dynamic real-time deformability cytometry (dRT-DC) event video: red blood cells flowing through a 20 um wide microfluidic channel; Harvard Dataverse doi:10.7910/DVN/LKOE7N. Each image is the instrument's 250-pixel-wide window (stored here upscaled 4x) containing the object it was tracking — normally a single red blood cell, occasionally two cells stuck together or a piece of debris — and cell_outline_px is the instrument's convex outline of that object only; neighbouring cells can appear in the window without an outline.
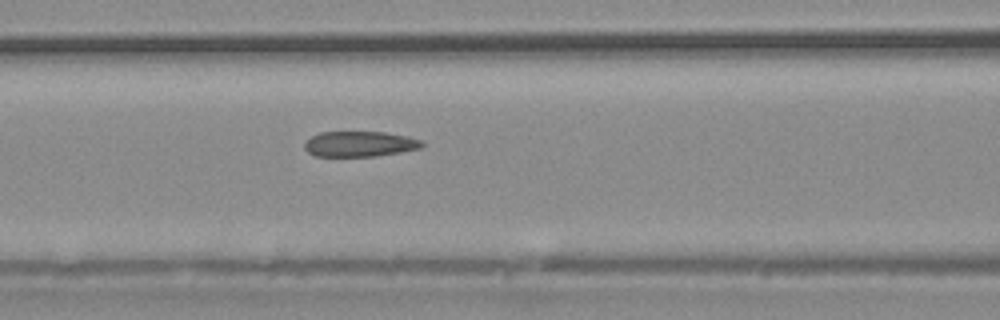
{"species": "common noctule bat (a hibernating species)", "species_latin": "Nyctalus noctula", "temperature_condition": "warm", "stored_images_in_passage": 31, "camera_frame_rate_fps": 3000, "um_per_image_px": 0.085, "animal": {"sex": "male", "body_mass_g": 20.4}, "frame": {"image": 1, "passage_image": 11, "time_ms": 3.333, "image_size_px": [1000, 320], "cell_outline_px": [[424, 144], [420, 148], [400, 152], [376, 156], [316, 156], [308, 152], [304, 148], [304, 144], [312, 136], [320, 132], [384, 132], [408, 136], [420, 140]], "centroid_in_image_um": [30.57, 12.23], "position_along_channel_um": 136.0, "area_um2": 17.28}}